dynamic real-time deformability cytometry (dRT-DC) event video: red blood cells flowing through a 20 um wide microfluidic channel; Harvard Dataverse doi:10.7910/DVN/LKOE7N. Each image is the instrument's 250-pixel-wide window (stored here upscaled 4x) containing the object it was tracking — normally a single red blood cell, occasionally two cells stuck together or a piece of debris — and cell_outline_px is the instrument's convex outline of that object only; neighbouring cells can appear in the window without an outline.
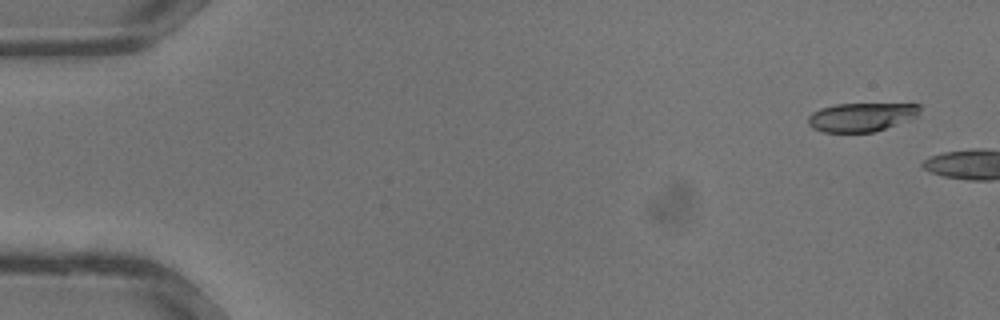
{"species": "common noctule bat (a hibernating species)", "species_latin": "Nyctalus noctula", "temperature_condition": "warm", "stored_images_in_passage": 4, "camera_frame_rate_fps": 3000, "um_per_image_px": 0.085, "animal": {"sex": "male", "body_mass_g": 13.3}, "frame": {"image": 1, "passage_image": 1, "time_ms": 0.0, "image_size_px": [1000, 320], "cell_outline_px": [[920, 108], [916, 116], [912, 120], [872, 132], [824, 132], [812, 128], [808, 124], [808, 116], [812, 112], [820, 108], [836, 104], [920, 104]], "centroid_in_image_um": [73.2, 9.95], "position_along_channel_um": 11.8, "area_um2": 18.73}}